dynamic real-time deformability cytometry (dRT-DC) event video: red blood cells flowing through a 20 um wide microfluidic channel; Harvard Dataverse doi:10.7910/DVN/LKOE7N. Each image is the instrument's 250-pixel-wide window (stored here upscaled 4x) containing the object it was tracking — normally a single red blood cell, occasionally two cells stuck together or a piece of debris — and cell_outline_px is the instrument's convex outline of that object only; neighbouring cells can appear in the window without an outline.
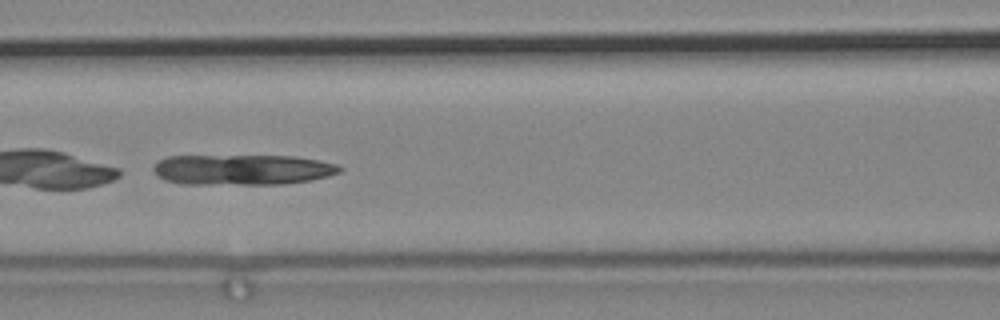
{"species": "common noctule bat (a hibernating species)", "species_latin": "Nyctalus noctula", "temperature_condition": "cold", "stored_images_in_passage": 47, "camera_frame_rate_fps": 3000, "um_per_image_px": 0.085, "animal": {"sex": "male", "body_mass_g": 19.2, "forearm_length_mm": 51.8}, "frame": {"image": 1, "passage_image": 24, "time_ms": 7.667, "image_size_px": [1000, 320], "cell_outline_px": [[344, 168], [340, 172], [328, 176], [312, 180], [284, 184], [180, 184], [164, 180], [156, 176], [152, 172], [152, 168], [160, 160], [168, 156], [296, 156], [320, 160], [336, 164]], "centroid_in_image_um": [20.6, 14.43], "position_along_channel_um": 146.0, "area_um2": 33.41}}
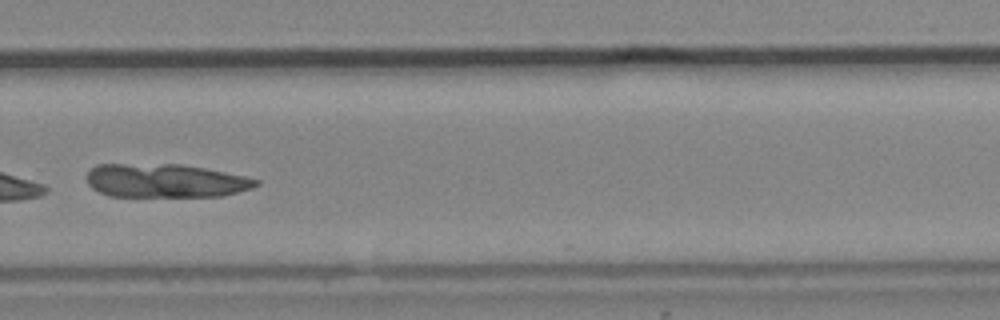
{"frame": {"image": 2, "passage_image": 38, "time_ms": 12.333, "image_size_px": [1000, 320], "cell_outline_px": [[260, 184], [252, 188], [224, 196], [108, 196], [92, 188], [88, 184], [88, 172], [96, 164], [180, 164], [204, 168], [244, 176], [260, 180]], "centroid_in_image_um": [14.07, 15.36], "position_along_channel_um": 315.7, "area_um2": 33.12}}